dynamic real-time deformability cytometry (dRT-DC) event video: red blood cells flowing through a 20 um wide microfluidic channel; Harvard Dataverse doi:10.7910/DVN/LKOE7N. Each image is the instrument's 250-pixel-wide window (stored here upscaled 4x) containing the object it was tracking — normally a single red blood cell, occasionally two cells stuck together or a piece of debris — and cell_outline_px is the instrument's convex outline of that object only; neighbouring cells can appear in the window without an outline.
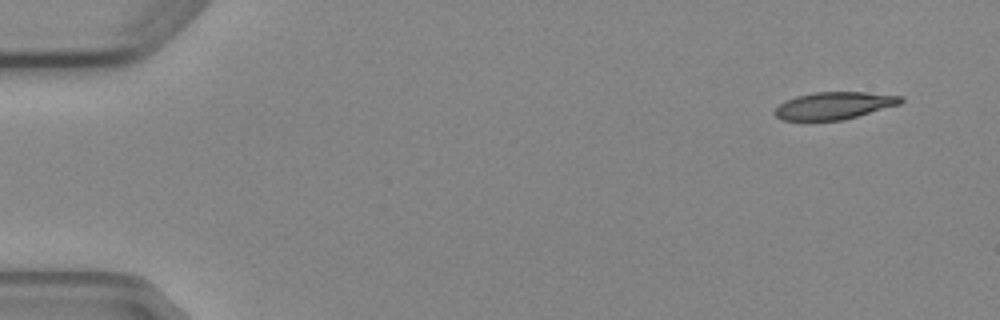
{"species": "Egyptian fruit bat (a non-hibernating species)", "species_latin": "Rousettus aegyptiacus", "temperature_condition": "cold", "stored_images_in_passage": 5, "camera_frame_rate_fps": 3000, "um_per_image_px": 0.085, "animal": {"sex": "female"}, "frame": {"image": 1, "passage_image": 1, "time_ms": 0.0, "image_size_px": [1000, 320], "cell_outline_px": [[904, 100], [900, 104], [844, 120], [784, 120], [776, 116], [772, 112], [784, 100], [796, 96], [816, 92], [864, 92], [904, 96]], "centroid_in_image_um": [70.91, 8.97], "position_along_channel_um": 14.1, "area_um2": 20.06}}
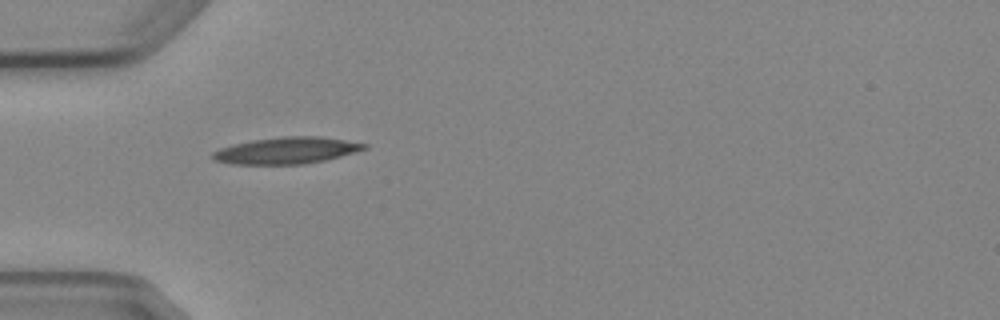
{"frame": {"image": 2, "passage_image": 4, "time_ms": 4.333, "image_size_px": [1000, 320], "cell_outline_px": [[368, 148], [340, 156], [324, 160], [304, 164], [232, 164], [212, 160], [212, 152], [220, 148], [232, 144], [252, 140], [284, 136], [320, 136], [368, 144]], "centroid_in_image_um": [24.32, 12.79], "position_along_channel_um": 60.7, "area_um2": 23.47}}
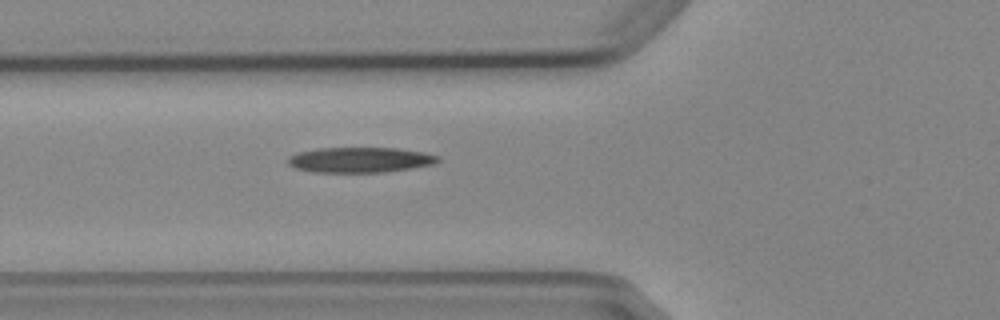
{"frame": {"image": 3, "passage_image": 5, "time_ms": 5.333, "image_size_px": [1000, 320], "cell_outline_px": [[440, 160], [432, 164], [412, 168], [384, 172], [312, 172], [296, 168], [288, 164], [288, 156], [296, 152], [316, 148], [400, 148], [424, 152], [440, 156]], "centroid_in_image_um": [30.59, 13.58], "position_along_channel_um": 95.2, "area_um2": 22.25}}